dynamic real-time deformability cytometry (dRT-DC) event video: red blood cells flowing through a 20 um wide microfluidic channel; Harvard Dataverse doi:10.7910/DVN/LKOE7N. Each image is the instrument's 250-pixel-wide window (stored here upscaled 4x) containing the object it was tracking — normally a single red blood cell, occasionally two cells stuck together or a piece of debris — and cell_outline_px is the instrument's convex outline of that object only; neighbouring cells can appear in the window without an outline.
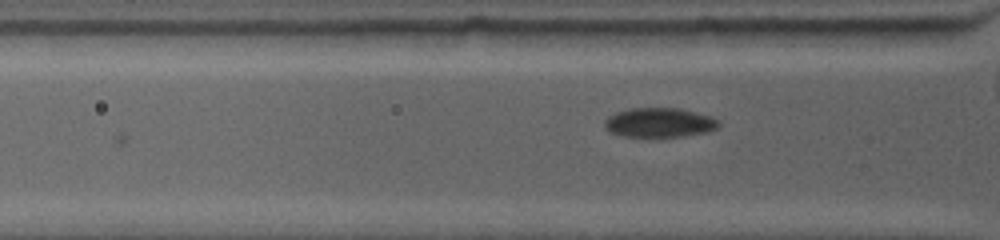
{"species": "common noctule bat (a hibernating species)", "species_latin": "Nyctalus noctula", "temperature_condition": "warm", "stored_images_in_passage": 7, "camera_frame_rate_fps": 4500, "um_per_image_px": 0.085, "animal": {"sex": "female", "body_mass_g": 19.0, "forearm_length_mm": 53.3}, "frame": {"image": 1, "passage_image": 7, "time_ms": 4.0, "image_size_px": [1000, 240], "cell_outline_px": [[720, 124], [716, 128], [708, 132], [680, 136], [624, 136], [612, 132], [604, 128], [604, 120], [608, 116], [616, 112], [632, 108], [680, 108], [708, 116], [720, 120]], "centroid_in_image_um": [56.03, 10.41], "position_along_channel_um": 69.8, "area_um2": 19.36}}